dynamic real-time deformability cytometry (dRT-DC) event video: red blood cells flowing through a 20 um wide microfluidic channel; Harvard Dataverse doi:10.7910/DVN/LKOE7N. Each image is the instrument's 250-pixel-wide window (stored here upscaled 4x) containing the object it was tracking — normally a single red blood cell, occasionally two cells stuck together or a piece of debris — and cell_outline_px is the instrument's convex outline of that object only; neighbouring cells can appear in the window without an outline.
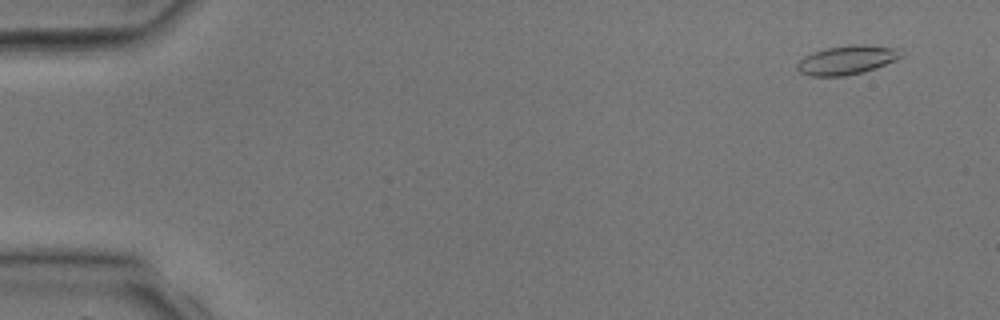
{"species": "common noctule bat (a hibernating species)", "species_latin": "Nyctalus noctula", "temperature_condition": "room temperature", "stored_images_in_passage": 5, "camera_frame_rate_fps": 3000, "um_per_image_px": 0.085, "animal": {"sex": "male", "body_mass_g": 17.9, "forearm_length_mm": 54.2}, "frame": {"image": 1, "passage_image": 1, "time_ms": 0.0, "image_size_px": [1000, 320], "cell_outline_px": [[904, 56], [896, 60], [876, 68], [844, 76], [808, 76], [800, 72], [796, 68], [796, 64], [804, 56], [812, 52], [828, 48], [848, 44], [864, 44], [900, 48]], "centroid_in_image_um": [72.0, 5.08], "position_along_channel_um": 13.0, "area_um2": 17.74}}
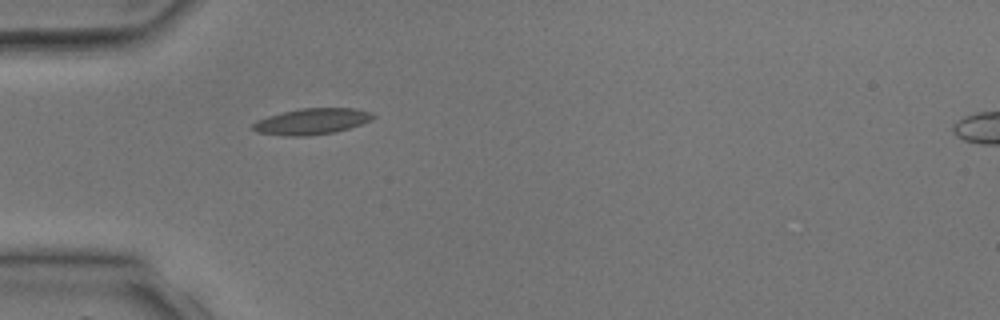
{"frame": {"image": 2, "passage_image": 4, "time_ms": 3.333, "image_size_px": [1000, 320], "cell_outline_px": [[376, 116], [372, 120], [336, 132], [308, 136], [284, 136], [256, 132], [252, 128], [252, 124], [256, 120], [268, 116], [300, 108], [356, 108], [372, 112]], "centroid_in_image_um": [26.51, 10.32], "position_along_channel_um": 58.5, "area_um2": 18.38}}